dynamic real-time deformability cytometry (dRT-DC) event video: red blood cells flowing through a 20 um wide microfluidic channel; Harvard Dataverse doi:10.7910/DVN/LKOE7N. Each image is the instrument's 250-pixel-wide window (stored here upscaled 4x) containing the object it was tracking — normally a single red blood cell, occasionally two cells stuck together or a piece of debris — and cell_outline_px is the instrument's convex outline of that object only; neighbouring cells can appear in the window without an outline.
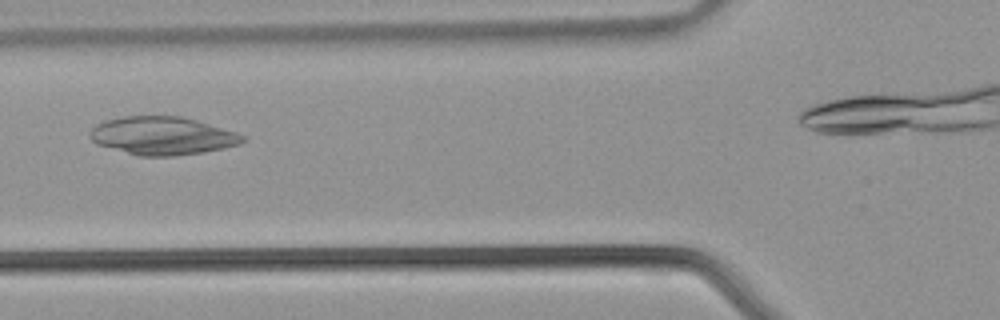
{"species": "common noctule bat (a hibernating species)", "species_latin": "Nyctalus noctula", "temperature_condition": "warm", "stored_images_in_passage": 21, "camera_frame_rate_fps": 3000, "um_per_image_px": 0.085, "animal": {"sex": "male", "body_mass_g": 21.5, "forearm_length_mm": 52.0}, "frame": {"image": 1, "passage_image": 4, "time_ms": 1.0, "image_size_px": [1000, 320], "cell_outline_px": [[248, 140], [240, 144], [224, 148], [204, 152], [172, 156], [136, 156], [96, 144], [88, 136], [92, 128], [96, 124], [104, 120], [124, 116], [180, 116], [196, 120], [236, 132], [248, 136]], "centroid_in_image_um": [13.81, 11.55], "position_along_channel_um": 112.0, "area_um2": 34.22}}
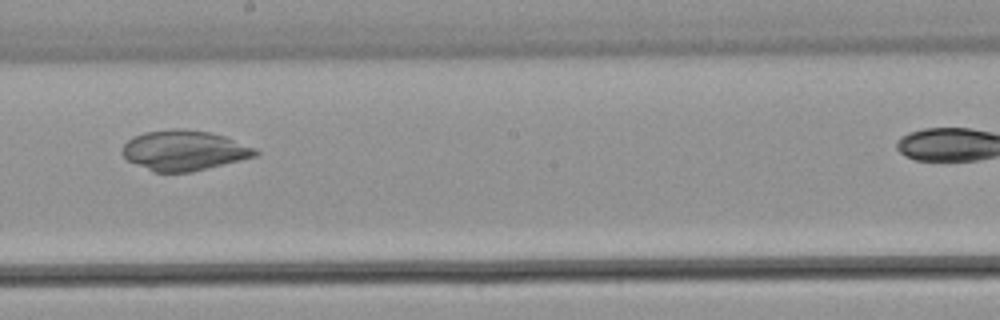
{"frame": {"image": 2, "passage_image": 11, "time_ms": 3.333, "image_size_px": [1000, 320], "cell_outline_px": [[260, 152], [256, 156], [192, 172], [152, 172], [128, 160], [120, 152], [124, 144], [132, 136], [144, 132], [172, 128], [184, 128], [208, 132], [224, 136], [256, 148]], "centroid_in_image_um": [15.62, 12.78], "position_along_channel_um": 232.6, "area_um2": 31.21}}
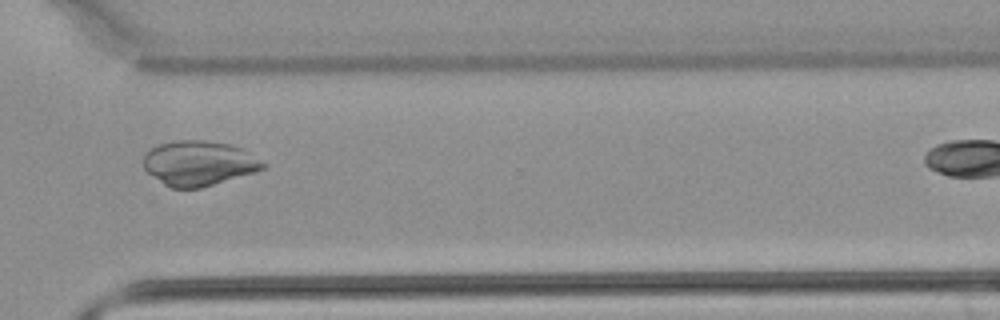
{"frame": {"image": 3, "passage_image": 18, "time_ms": 5.667, "image_size_px": [1000, 320], "cell_outline_px": [[268, 168], [256, 172], [200, 188], [172, 188], [164, 184], [152, 176], [144, 168], [144, 152], [160, 144], [176, 140], [208, 140], [232, 144], [248, 152], [268, 164]], "centroid_in_image_um": [16.93, 13.87], "position_along_channel_um": 353.7, "area_um2": 31.44}}